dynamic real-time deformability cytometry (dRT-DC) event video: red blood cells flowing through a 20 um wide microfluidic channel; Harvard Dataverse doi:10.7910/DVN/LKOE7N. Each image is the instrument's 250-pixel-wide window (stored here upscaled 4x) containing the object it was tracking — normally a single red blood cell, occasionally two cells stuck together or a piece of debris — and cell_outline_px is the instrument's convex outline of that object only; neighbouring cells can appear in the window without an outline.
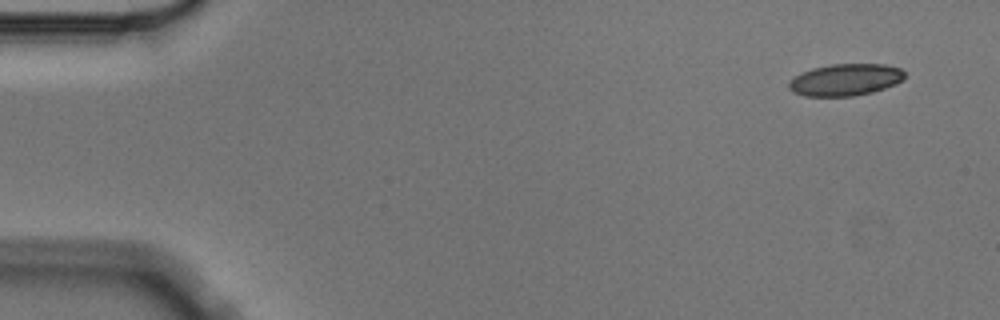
{"species": "Egyptian fruit bat (a non-hibernating species)", "species_latin": "Rousettus aegyptiacus", "temperature_condition": "cold", "stored_images_in_passage": 4, "camera_frame_rate_fps": 3000, "um_per_image_px": 0.085, "animal": {"sex": "male"}, "frame": {"image": 1, "passage_image": 1, "time_ms": 0.0, "image_size_px": [1000, 320], "cell_outline_px": [[904, 80], [896, 84], [872, 92], [852, 96], [804, 96], [792, 92], [788, 88], [788, 84], [796, 76], [812, 68], [832, 64], [884, 64], [900, 68], [904, 72]], "centroid_in_image_um": [71.87, 6.78], "position_along_channel_um": 13.1, "area_um2": 21.44}}
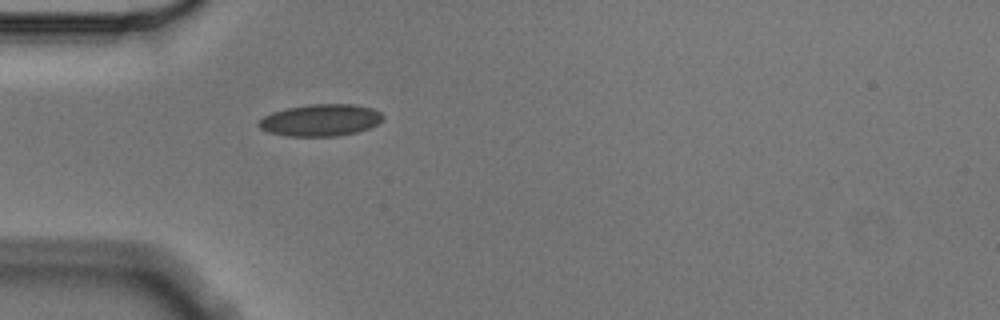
{"frame": {"image": 2, "passage_image": 4, "time_ms": 1.0, "image_size_px": [1000, 320], "cell_outline_px": [[384, 120], [368, 128], [356, 132], [336, 136], [288, 136], [268, 132], [260, 128], [256, 124], [264, 116], [272, 112], [288, 108], [308, 104], [352, 104], [372, 108], [380, 112], [384, 116]], "centroid_in_image_um": [27.24, 10.21], "position_along_channel_um": 57.8, "area_um2": 23.06}}